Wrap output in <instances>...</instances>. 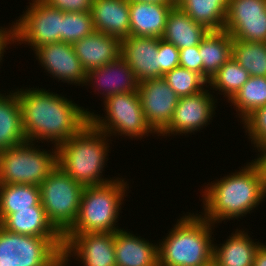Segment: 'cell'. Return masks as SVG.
I'll return each mask as SVG.
<instances>
[{
	"mask_svg": "<svg viewBox=\"0 0 266 266\" xmlns=\"http://www.w3.org/2000/svg\"><path fill=\"white\" fill-rule=\"evenodd\" d=\"M208 31L175 5L168 13L162 39L178 49L189 48L198 46Z\"/></svg>",
	"mask_w": 266,
	"mask_h": 266,
	"instance_id": "cell-24",
	"label": "cell"
},
{
	"mask_svg": "<svg viewBox=\"0 0 266 266\" xmlns=\"http://www.w3.org/2000/svg\"><path fill=\"white\" fill-rule=\"evenodd\" d=\"M249 73L233 58H230L208 82L210 90L217 95L223 94L229 102L248 81ZM215 92H214V91Z\"/></svg>",
	"mask_w": 266,
	"mask_h": 266,
	"instance_id": "cell-30",
	"label": "cell"
},
{
	"mask_svg": "<svg viewBox=\"0 0 266 266\" xmlns=\"http://www.w3.org/2000/svg\"><path fill=\"white\" fill-rule=\"evenodd\" d=\"M94 31L91 11L63 12L62 42L73 44Z\"/></svg>",
	"mask_w": 266,
	"mask_h": 266,
	"instance_id": "cell-33",
	"label": "cell"
},
{
	"mask_svg": "<svg viewBox=\"0 0 266 266\" xmlns=\"http://www.w3.org/2000/svg\"><path fill=\"white\" fill-rule=\"evenodd\" d=\"M0 225L9 232L42 238H63L49 221L43 206L17 210L9 214Z\"/></svg>",
	"mask_w": 266,
	"mask_h": 266,
	"instance_id": "cell-23",
	"label": "cell"
},
{
	"mask_svg": "<svg viewBox=\"0 0 266 266\" xmlns=\"http://www.w3.org/2000/svg\"><path fill=\"white\" fill-rule=\"evenodd\" d=\"M175 5L129 2L130 36L162 38L168 13Z\"/></svg>",
	"mask_w": 266,
	"mask_h": 266,
	"instance_id": "cell-21",
	"label": "cell"
},
{
	"mask_svg": "<svg viewBox=\"0 0 266 266\" xmlns=\"http://www.w3.org/2000/svg\"><path fill=\"white\" fill-rule=\"evenodd\" d=\"M183 214L158 242L159 266H212L217 226L196 212Z\"/></svg>",
	"mask_w": 266,
	"mask_h": 266,
	"instance_id": "cell-4",
	"label": "cell"
},
{
	"mask_svg": "<svg viewBox=\"0 0 266 266\" xmlns=\"http://www.w3.org/2000/svg\"><path fill=\"white\" fill-rule=\"evenodd\" d=\"M233 38L226 30L208 31L199 44L203 62V78L209 82L217 71L232 58Z\"/></svg>",
	"mask_w": 266,
	"mask_h": 266,
	"instance_id": "cell-26",
	"label": "cell"
},
{
	"mask_svg": "<svg viewBox=\"0 0 266 266\" xmlns=\"http://www.w3.org/2000/svg\"><path fill=\"white\" fill-rule=\"evenodd\" d=\"M33 53L36 60L44 68V72L59 82L68 85L84 86L86 71L76 56L70 43L57 42L44 44L36 48Z\"/></svg>",
	"mask_w": 266,
	"mask_h": 266,
	"instance_id": "cell-15",
	"label": "cell"
},
{
	"mask_svg": "<svg viewBox=\"0 0 266 266\" xmlns=\"http://www.w3.org/2000/svg\"><path fill=\"white\" fill-rule=\"evenodd\" d=\"M72 46L86 72L104 66L121 56V40L102 32L94 31Z\"/></svg>",
	"mask_w": 266,
	"mask_h": 266,
	"instance_id": "cell-19",
	"label": "cell"
},
{
	"mask_svg": "<svg viewBox=\"0 0 266 266\" xmlns=\"http://www.w3.org/2000/svg\"><path fill=\"white\" fill-rule=\"evenodd\" d=\"M9 25L6 26V28H5V26L4 27L0 26V63H2V61L4 59L2 57H4V54L6 53L5 50H8L7 48H11L8 46H11L12 44L15 43V31H14L13 21L11 24L9 23ZM7 27H9V28H7Z\"/></svg>",
	"mask_w": 266,
	"mask_h": 266,
	"instance_id": "cell-38",
	"label": "cell"
},
{
	"mask_svg": "<svg viewBox=\"0 0 266 266\" xmlns=\"http://www.w3.org/2000/svg\"><path fill=\"white\" fill-rule=\"evenodd\" d=\"M253 266H266V243H262L257 249Z\"/></svg>",
	"mask_w": 266,
	"mask_h": 266,
	"instance_id": "cell-41",
	"label": "cell"
},
{
	"mask_svg": "<svg viewBox=\"0 0 266 266\" xmlns=\"http://www.w3.org/2000/svg\"><path fill=\"white\" fill-rule=\"evenodd\" d=\"M212 94L209 86H207L197 94L180 97L169 125L158 137L166 138L172 135H185L186 137L187 134L188 136L191 133L195 134V132L210 125L216 113V104H218L217 97Z\"/></svg>",
	"mask_w": 266,
	"mask_h": 266,
	"instance_id": "cell-11",
	"label": "cell"
},
{
	"mask_svg": "<svg viewBox=\"0 0 266 266\" xmlns=\"http://www.w3.org/2000/svg\"><path fill=\"white\" fill-rule=\"evenodd\" d=\"M36 145V146H35ZM26 141L0 152V184H40L58 167L57 148Z\"/></svg>",
	"mask_w": 266,
	"mask_h": 266,
	"instance_id": "cell-6",
	"label": "cell"
},
{
	"mask_svg": "<svg viewBox=\"0 0 266 266\" xmlns=\"http://www.w3.org/2000/svg\"><path fill=\"white\" fill-rule=\"evenodd\" d=\"M39 187L49 221L64 235L76 222L84 186L57 167Z\"/></svg>",
	"mask_w": 266,
	"mask_h": 266,
	"instance_id": "cell-8",
	"label": "cell"
},
{
	"mask_svg": "<svg viewBox=\"0 0 266 266\" xmlns=\"http://www.w3.org/2000/svg\"><path fill=\"white\" fill-rule=\"evenodd\" d=\"M228 103L235 107V116L242 123L255 110L266 105V77L250 76Z\"/></svg>",
	"mask_w": 266,
	"mask_h": 266,
	"instance_id": "cell-29",
	"label": "cell"
},
{
	"mask_svg": "<svg viewBox=\"0 0 266 266\" xmlns=\"http://www.w3.org/2000/svg\"><path fill=\"white\" fill-rule=\"evenodd\" d=\"M229 0H180L176 5L209 31L224 30Z\"/></svg>",
	"mask_w": 266,
	"mask_h": 266,
	"instance_id": "cell-27",
	"label": "cell"
},
{
	"mask_svg": "<svg viewBox=\"0 0 266 266\" xmlns=\"http://www.w3.org/2000/svg\"><path fill=\"white\" fill-rule=\"evenodd\" d=\"M8 92L0 91V152L26 142L17 93Z\"/></svg>",
	"mask_w": 266,
	"mask_h": 266,
	"instance_id": "cell-25",
	"label": "cell"
},
{
	"mask_svg": "<svg viewBox=\"0 0 266 266\" xmlns=\"http://www.w3.org/2000/svg\"><path fill=\"white\" fill-rule=\"evenodd\" d=\"M159 38L128 36L121 39V56L128 63L136 79L160 77Z\"/></svg>",
	"mask_w": 266,
	"mask_h": 266,
	"instance_id": "cell-17",
	"label": "cell"
},
{
	"mask_svg": "<svg viewBox=\"0 0 266 266\" xmlns=\"http://www.w3.org/2000/svg\"><path fill=\"white\" fill-rule=\"evenodd\" d=\"M129 2H149L159 4H175L172 0H128Z\"/></svg>",
	"mask_w": 266,
	"mask_h": 266,
	"instance_id": "cell-42",
	"label": "cell"
},
{
	"mask_svg": "<svg viewBox=\"0 0 266 266\" xmlns=\"http://www.w3.org/2000/svg\"><path fill=\"white\" fill-rule=\"evenodd\" d=\"M84 85L93 87L94 94H100L105 100L111 95L137 91L139 81L125 59L119 56L104 66L87 71Z\"/></svg>",
	"mask_w": 266,
	"mask_h": 266,
	"instance_id": "cell-16",
	"label": "cell"
},
{
	"mask_svg": "<svg viewBox=\"0 0 266 266\" xmlns=\"http://www.w3.org/2000/svg\"><path fill=\"white\" fill-rule=\"evenodd\" d=\"M47 5L62 12H86L91 11L93 0H42Z\"/></svg>",
	"mask_w": 266,
	"mask_h": 266,
	"instance_id": "cell-37",
	"label": "cell"
},
{
	"mask_svg": "<svg viewBox=\"0 0 266 266\" xmlns=\"http://www.w3.org/2000/svg\"><path fill=\"white\" fill-rule=\"evenodd\" d=\"M175 4H177L180 0H172Z\"/></svg>",
	"mask_w": 266,
	"mask_h": 266,
	"instance_id": "cell-43",
	"label": "cell"
},
{
	"mask_svg": "<svg viewBox=\"0 0 266 266\" xmlns=\"http://www.w3.org/2000/svg\"><path fill=\"white\" fill-rule=\"evenodd\" d=\"M163 78L179 98L197 94L208 86L200 74L180 66L166 72Z\"/></svg>",
	"mask_w": 266,
	"mask_h": 266,
	"instance_id": "cell-32",
	"label": "cell"
},
{
	"mask_svg": "<svg viewBox=\"0 0 266 266\" xmlns=\"http://www.w3.org/2000/svg\"><path fill=\"white\" fill-rule=\"evenodd\" d=\"M23 14L13 22L15 44L28 45L33 51L49 43L62 42L63 12L42 0H31Z\"/></svg>",
	"mask_w": 266,
	"mask_h": 266,
	"instance_id": "cell-9",
	"label": "cell"
},
{
	"mask_svg": "<svg viewBox=\"0 0 266 266\" xmlns=\"http://www.w3.org/2000/svg\"><path fill=\"white\" fill-rule=\"evenodd\" d=\"M119 176L108 183L84 187L76 222L66 233H114L122 229L117 222L130 185Z\"/></svg>",
	"mask_w": 266,
	"mask_h": 266,
	"instance_id": "cell-5",
	"label": "cell"
},
{
	"mask_svg": "<svg viewBox=\"0 0 266 266\" xmlns=\"http://www.w3.org/2000/svg\"><path fill=\"white\" fill-rule=\"evenodd\" d=\"M232 58L250 76L266 77V42L233 40Z\"/></svg>",
	"mask_w": 266,
	"mask_h": 266,
	"instance_id": "cell-31",
	"label": "cell"
},
{
	"mask_svg": "<svg viewBox=\"0 0 266 266\" xmlns=\"http://www.w3.org/2000/svg\"><path fill=\"white\" fill-rule=\"evenodd\" d=\"M224 30L233 40L266 42V0H229Z\"/></svg>",
	"mask_w": 266,
	"mask_h": 266,
	"instance_id": "cell-12",
	"label": "cell"
},
{
	"mask_svg": "<svg viewBox=\"0 0 266 266\" xmlns=\"http://www.w3.org/2000/svg\"><path fill=\"white\" fill-rule=\"evenodd\" d=\"M132 233L124 228L114 232L116 266H159L158 241Z\"/></svg>",
	"mask_w": 266,
	"mask_h": 266,
	"instance_id": "cell-18",
	"label": "cell"
},
{
	"mask_svg": "<svg viewBox=\"0 0 266 266\" xmlns=\"http://www.w3.org/2000/svg\"><path fill=\"white\" fill-rule=\"evenodd\" d=\"M138 94L145 119L158 137L169 125L179 97L163 77L139 82Z\"/></svg>",
	"mask_w": 266,
	"mask_h": 266,
	"instance_id": "cell-14",
	"label": "cell"
},
{
	"mask_svg": "<svg viewBox=\"0 0 266 266\" xmlns=\"http://www.w3.org/2000/svg\"><path fill=\"white\" fill-rule=\"evenodd\" d=\"M247 163V164H246ZM235 172L213 180L202 189L201 215L213 225L251 215L266 200L256 167L245 162ZM228 220V221H227Z\"/></svg>",
	"mask_w": 266,
	"mask_h": 266,
	"instance_id": "cell-2",
	"label": "cell"
},
{
	"mask_svg": "<svg viewBox=\"0 0 266 266\" xmlns=\"http://www.w3.org/2000/svg\"><path fill=\"white\" fill-rule=\"evenodd\" d=\"M63 249V238L9 232L0 225V266H44Z\"/></svg>",
	"mask_w": 266,
	"mask_h": 266,
	"instance_id": "cell-10",
	"label": "cell"
},
{
	"mask_svg": "<svg viewBox=\"0 0 266 266\" xmlns=\"http://www.w3.org/2000/svg\"><path fill=\"white\" fill-rule=\"evenodd\" d=\"M63 250L81 266H116L114 233H65Z\"/></svg>",
	"mask_w": 266,
	"mask_h": 266,
	"instance_id": "cell-13",
	"label": "cell"
},
{
	"mask_svg": "<svg viewBox=\"0 0 266 266\" xmlns=\"http://www.w3.org/2000/svg\"><path fill=\"white\" fill-rule=\"evenodd\" d=\"M179 66L194 71L203 77V62L199 53V45L179 49Z\"/></svg>",
	"mask_w": 266,
	"mask_h": 266,
	"instance_id": "cell-36",
	"label": "cell"
},
{
	"mask_svg": "<svg viewBox=\"0 0 266 266\" xmlns=\"http://www.w3.org/2000/svg\"><path fill=\"white\" fill-rule=\"evenodd\" d=\"M26 141L58 147L89 122V108L45 88L15 89ZM41 141V142H40Z\"/></svg>",
	"mask_w": 266,
	"mask_h": 266,
	"instance_id": "cell-1",
	"label": "cell"
},
{
	"mask_svg": "<svg viewBox=\"0 0 266 266\" xmlns=\"http://www.w3.org/2000/svg\"><path fill=\"white\" fill-rule=\"evenodd\" d=\"M108 138V134L90 122L86 123L75 135L56 147L58 167L84 187L113 181L117 177L103 176L108 153H111L109 145L113 141Z\"/></svg>",
	"mask_w": 266,
	"mask_h": 266,
	"instance_id": "cell-3",
	"label": "cell"
},
{
	"mask_svg": "<svg viewBox=\"0 0 266 266\" xmlns=\"http://www.w3.org/2000/svg\"><path fill=\"white\" fill-rule=\"evenodd\" d=\"M32 206H42L39 186L0 184V223L9 214Z\"/></svg>",
	"mask_w": 266,
	"mask_h": 266,
	"instance_id": "cell-28",
	"label": "cell"
},
{
	"mask_svg": "<svg viewBox=\"0 0 266 266\" xmlns=\"http://www.w3.org/2000/svg\"><path fill=\"white\" fill-rule=\"evenodd\" d=\"M255 152H259L254 160H251V163L256 167L261 183L264 195L266 197V147L256 148Z\"/></svg>",
	"mask_w": 266,
	"mask_h": 266,
	"instance_id": "cell-39",
	"label": "cell"
},
{
	"mask_svg": "<svg viewBox=\"0 0 266 266\" xmlns=\"http://www.w3.org/2000/svg\"><path fill=\"white\" fill-rule=\"evenodd\" d=\"M102 104L106 115L103 117L91 111L89 122L108 134L110 139H113V136L118 138L124 136L133 141V138L142 140L143 137L156 134L145 119L138 90L111 95Z\"/></svg>",
	"mask_w": 266,
	"mask_h": 266,
	"instance_id": "cell-7",
	"label": "cell"
},
{
	"mask_svg": "<svg viewBox=\"0 0 266 266\" xmlns=\"http://www.w3.org/2000/svg\"><path fill=\"white\" fill-rule=\"evenodd\" d=\"M241 124L252 147H266V105L255 110Z\"/></svg>",
	"mask_w": 266,
	"mask_h": 266,
	"instance_id": "cell-34",
	"label": "cell"
},
{
	"mask_svg": "<svg viewBox=\"0 0 266 266\" xmlns=\"http://www.w3.org/2000/svg\"><path fill=\"white\" fill-rule=\"evenodd\" d=\"M158 54L160 60V77H163L166 72L179 67V49L175 45L159 38Z\"/></svg>",
	"mask_w": 266,
	"mask_h": 266,
	"instance_id": "cell-35",
	"label": "cell"
},
{
	"mask_svg": "<svg viewBox=\"0 0 266 266\" xmlns=\"http://www.w3.org/2000/svg\"><path fill=\"white\" fill-rule=\"evenodd\" d=\"M44 266H70V264L67 254L62 249Z\"/></svg>",
	"mask_w": 266,
	"mask_h": 266,
	"instance_id": "cell-40",
	"label": "cell"
},
{
	"mask_svg": "<svg viewBox=\"0 0 266 266\" xmlns=\"http://www.w3.org/2000/svg\"><path fill=\"white\" fill-rule=\"evenodd\" d=\"M91 15L94 29L120 40L130 36L128 0H93Z\"/></svg>",
	"mask_w": 266,
	"mask_h": 266,
	"instance_id": "cell-20",
	"label": "cell"
},
{
	"mask_svg": "<svg viewBox=\"0 0 266 266\" xmlns=\"http://www.w3.org/2000/svg\"><path fill=\"white\" fill-rule=\"evenodd\" d=\"M234 231L222 244L214 242L212 266H253L255 253L262 242L254 241L243 228Z\"/></svg>",
	"mask_w": 266,
	"mask_h": 266,
	"instance_id": "cell-22",
	"label": "cell"
}]
</instances>
